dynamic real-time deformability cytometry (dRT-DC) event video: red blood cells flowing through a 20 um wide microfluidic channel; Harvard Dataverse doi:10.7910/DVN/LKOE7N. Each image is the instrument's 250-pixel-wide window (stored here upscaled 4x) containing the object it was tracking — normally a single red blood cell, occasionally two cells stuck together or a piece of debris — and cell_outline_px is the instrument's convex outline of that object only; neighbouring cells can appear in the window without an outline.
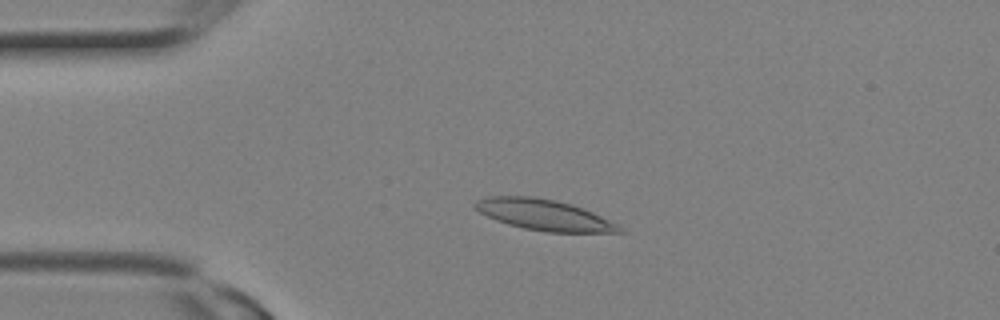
{"species": "Egyptian fruit bat (a non-hibernating species)", "species_latin": "Rousettus aegyptiacus", "temperature_condition": "room temperature", "stored_images_in_passage": 1, "camera_frame_rate_fps": 3000, "um_per_image_px": 0.085, "animal": {"sex": "female"}, "frame": {"image": 1, "passage_image": 1, "time_ms": 0.0, "image_size_px": [1000, 320], "cell_outline_px": [[624, 232], [548, 232], [524, 228], [508, 224], [496, 220], [480, 212], [472, 204], [476, 200], [488, 196], [532, 196], [556, 200], [572, 204], [592, 212], [616, 224]], "centroid_in_image_um": [46.19, 18.25], "position_along_channel_um": 38.8, "area_um2": 25.61}}